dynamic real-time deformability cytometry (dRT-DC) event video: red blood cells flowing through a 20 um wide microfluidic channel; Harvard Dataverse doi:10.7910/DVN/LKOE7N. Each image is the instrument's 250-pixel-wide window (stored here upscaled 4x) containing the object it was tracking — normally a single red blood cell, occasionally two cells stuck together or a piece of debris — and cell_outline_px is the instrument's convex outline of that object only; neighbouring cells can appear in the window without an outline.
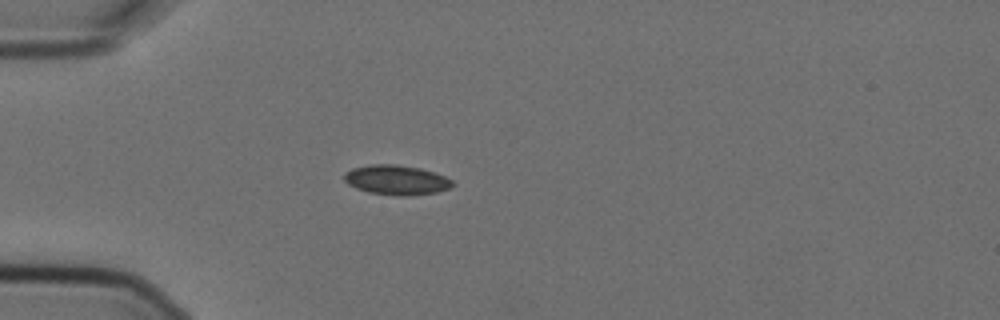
{"species": "Egyptian fruit bat (a non-hibernating species)", "species_latin": "Rousettus aegyptiacus", "temperature_condition": "cold", "stored_images_in_passage": 4, "camera_frame_rate_fps": 3000, "um_per_image_px": 0.085, "animal": {"sex": "female"}, "frame": {"image": 1, "passage_image": 4, "time_ms": 1.0, "image_size_px": [1000, 320], "cell_outline_px": [[456, 184], [448, 188], [436, 192], [408, 196], [400, 196], [368, 192], [356, 188], [348, 184], [344, 180], [344, 172], [352, 168], [372, 164], [396, 164], [420, 168], [444, 176], [452, 180]], "centroid_in_image_um": [33.67, 15.29], "position_along_channel_um": 51.3, "area_um2": 18.73}}